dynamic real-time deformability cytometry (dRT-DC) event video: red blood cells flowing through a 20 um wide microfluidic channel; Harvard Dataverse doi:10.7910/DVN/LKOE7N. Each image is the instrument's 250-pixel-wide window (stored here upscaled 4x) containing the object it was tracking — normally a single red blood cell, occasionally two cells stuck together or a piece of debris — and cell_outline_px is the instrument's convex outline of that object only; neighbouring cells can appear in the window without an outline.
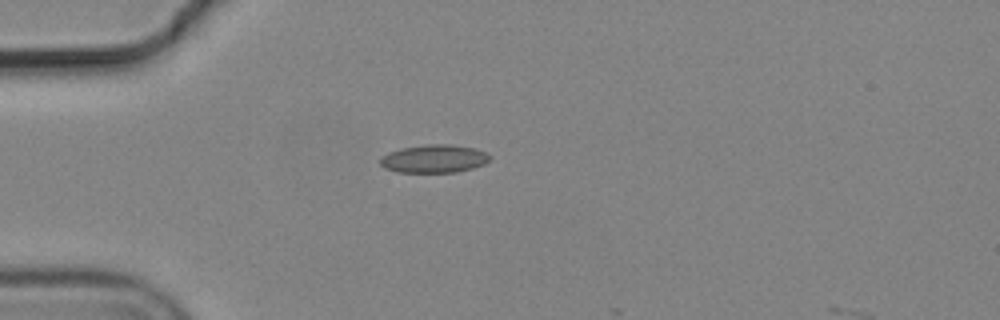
{"species": "common noctule bat (a hibernating species)", "species_latin": "Nyctalus noctula", "temperature_condition": "cold", "stored_images_in_passage": 3, "camera_frame_rate_fps": 3000, "um_per_image_px": 0.085, "animal": {"sex": "male", "body_mass_g": 19.2, "forearm_length_mm": 51.8}, "frame": {"image": 1, "passage_image": 2, "time_ms": 0.333, "image_size_px": [1000, 320], "cell_outline_px": [[492, 156], [484, 164], [472, 168], [456, 172], [396, 172], [384, 168], [380, 164], [380, 156], [388, 152], [400, 148], [428, 144], [452, 144], [476, 148], [488, 152]], "centroid_in_image_um": [36.89, 13.48], "position_along_channel_um": 48.1, "area_um2": 18.21}}